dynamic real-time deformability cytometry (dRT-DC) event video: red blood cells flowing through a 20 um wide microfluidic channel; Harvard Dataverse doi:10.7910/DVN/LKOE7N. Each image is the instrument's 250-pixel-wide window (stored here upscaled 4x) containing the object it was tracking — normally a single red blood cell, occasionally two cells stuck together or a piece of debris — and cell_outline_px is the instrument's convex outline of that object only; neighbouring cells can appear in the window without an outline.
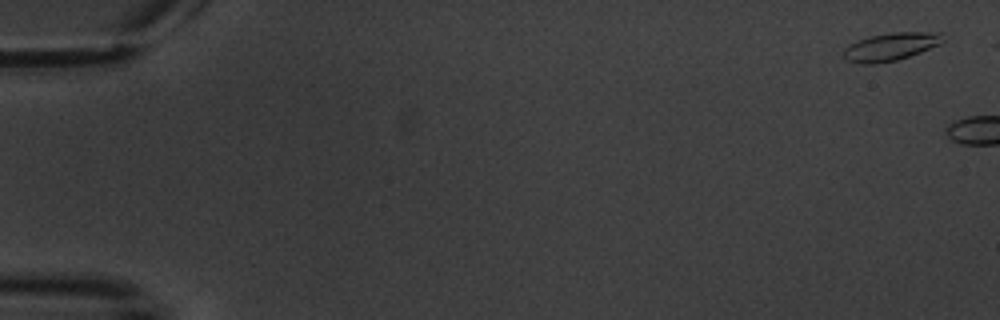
{"species": "common noctule bat (a hibernating species)", "species_latin": "Nyctalus noctula", "temperature_condition": "warm", "stored_images_in_passage": 2, "camera_frame_rate_fps": 3000, "um_per_image_px": 0.085, "animal": {"sex": "male", "body_mass_g": 20.1, "forearm_length_mm": 53.5}, "frame": {"image": 1, "passage_image": 1, "time_ms": 0.0, "image_size_px": [1000, 320], "cell_outline_px": [[944, 40], [940, 44], [920, 52], [896, 60], [872, 64], [864, 64], [844, 60], [844, 48], [856, 40], [868, 36], [892, 32], [940, 32]], "centroid_in_image_um": [75.68, 3.96], "position_along_channel_um": 9.3, "area_um2": 16.13}}